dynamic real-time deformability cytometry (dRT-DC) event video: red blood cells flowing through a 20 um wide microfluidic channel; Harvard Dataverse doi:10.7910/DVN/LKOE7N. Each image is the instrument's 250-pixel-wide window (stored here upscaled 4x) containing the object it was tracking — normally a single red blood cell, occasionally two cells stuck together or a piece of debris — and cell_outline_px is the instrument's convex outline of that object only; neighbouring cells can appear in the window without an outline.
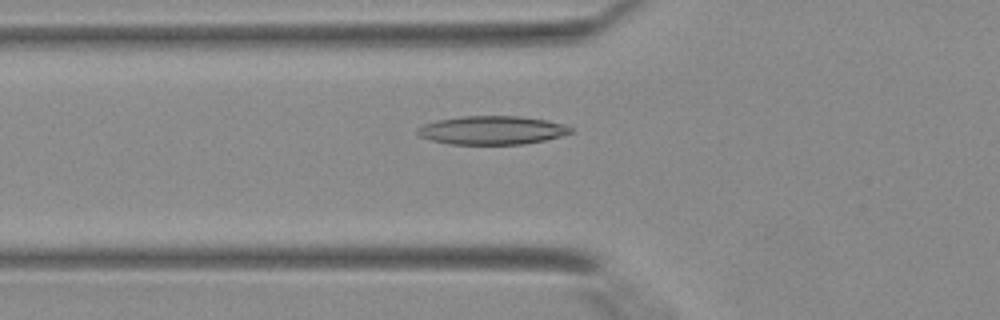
{"species": "Egyptian fruit bat (a non-hibernating species)", "species_latin": "Rousettus aegyptiacus", "temperature_condition": "warm", "stored_images_in_passage": 42, "camera_frame_rate_fps": 3000, "um_per_image_px": 0.085, "animal": {"sex": "female"}, "frame": {"image": 1, "passage_image": 16, "time_ms": 5.0, "image_size_px": [1000, 320], "cell_outline_px": [[572, 132], [560, 136], [544, 140], [524, 144], [448, 144], [432, 140], [420, 136], [416, 132], [416, 128], [424, 124], [440, 120], [460, 116], [520, 116], [544, 120], [564, 124], [572, 128]], "centroid_in_image_um": [41.8, 11.07], "position_along_channel_um": 84.0, "area_um2": 25.32}}
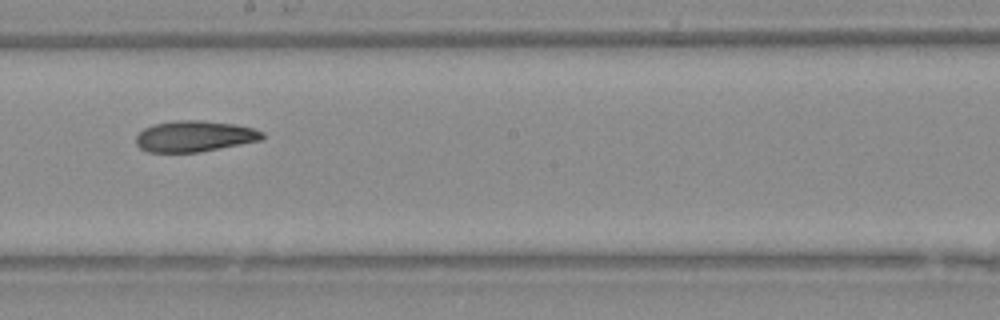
{"frame": {"image": 2, "passage_image": 25, "time_ms": 8.0, "image_size_px": [1000, 320], "cell_outline_px": [[264, 140], [200, 152], [148, 152], [140, 148], [136, 144], [136, 136], [144, 128], [152, 124], [176, 120], [200, 120], [232, 124], [252, 128], [264, 132]], "centroid_in_image_um": [16.54, 11.58], "position_along_channel_um": 231.7, "area_um2": 22.95}}
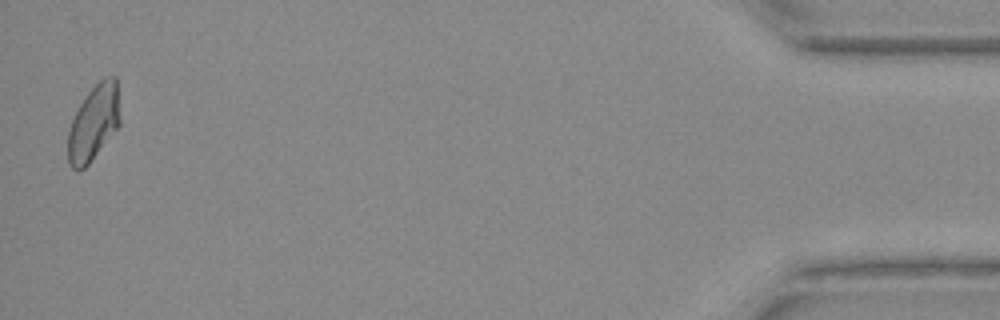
{"frame": {"image": 3, "passage_image": 42, "time_ms": 13.667, "image_size_px": [1000, 320], "cell_outline_px": [[120, 124], [88, 164], [84, 168], [72, 168], [68, 160], [68, 132], [72, 120], [80, 104], [88, 92], [104, 76], [116, 76], [120, 120]], "centroid_in_image_um": [7.97, 10.4], "position_along_channel_um": 427.2, "area_um2": 22.48}}